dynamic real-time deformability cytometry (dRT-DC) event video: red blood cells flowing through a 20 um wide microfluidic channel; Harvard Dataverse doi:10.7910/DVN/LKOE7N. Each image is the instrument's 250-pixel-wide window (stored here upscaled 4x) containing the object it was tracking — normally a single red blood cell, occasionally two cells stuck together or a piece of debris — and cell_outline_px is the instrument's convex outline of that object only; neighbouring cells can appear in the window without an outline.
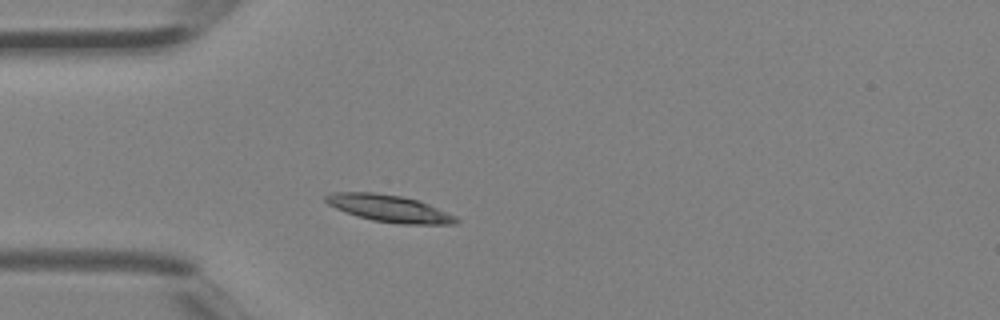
{"species": "Egyptian fruit bat (a non-hibernating species)", "species_latin": "Rousettus aegyptiacus", "temperature_condition": "room temperature", "stored_images_in_passage": 1, "camera_frame_rate_fps": 3000, "um_per_image_px": 0.085, "animal": {"sex": "female"}, "frame": {"image": 1, "passage_image": 1, "time_ms": 0.0, "image_size_px": [1000, 320], "cell_outline_px": [[460, 220], [456, 224], [400, 224], [372, 220], [356, 216], [336, 208], [328, 204], [324, 200], [324, 196], [332, 192], [372, 192], [400, 196], [416, 200], [428, 204], [456, 216]], "centroid_in_image_um": [33.07, 17.72], "position_along_channel_um": 51.9, "area_um2": 20.4}}